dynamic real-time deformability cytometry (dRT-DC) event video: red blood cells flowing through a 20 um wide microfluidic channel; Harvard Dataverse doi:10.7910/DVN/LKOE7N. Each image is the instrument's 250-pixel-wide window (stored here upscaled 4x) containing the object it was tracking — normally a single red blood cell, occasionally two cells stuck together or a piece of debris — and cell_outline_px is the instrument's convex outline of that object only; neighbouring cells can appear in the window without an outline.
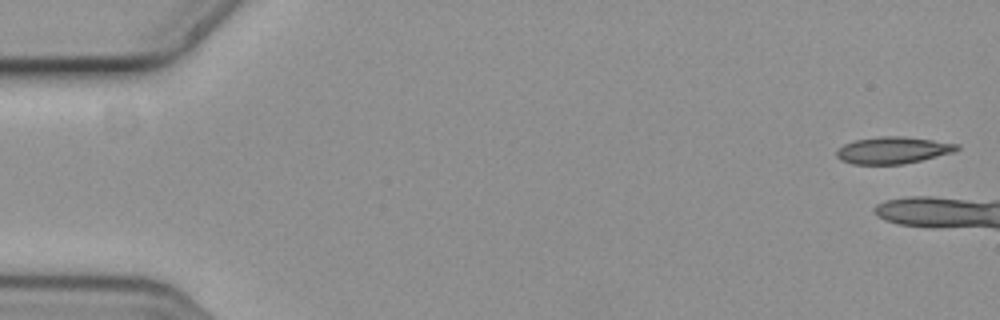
{"species": "common noctule bat (a hibernating species)", "species_latin": "Nyctalus noctula", "temperature_condition": "cold", "stored_images_in_passage": 7, "camera_frame_rate_fps": 3000, "um_per_image_px": 0.085, "animal": {"sex": "female", "body_mass_g": 19.3, "forearm_length_mm": 54.1}, "frame": {"image": 1, "passage_image": 1, "time_ms": 0.0, "image_size_px": [1000, 320], "cell_outline_px": [[960, 148], [952, 152], [904, 164], [852, 164], [840, 160], [836, 156], [836, 148], [844, 144], [856, 140], [880, 136], [904, 136], [960, 144]], "centroid_in_image_um": [75.85, 12.76], "position_along_channel_um": 9.1, "area_um2": 18.79}}